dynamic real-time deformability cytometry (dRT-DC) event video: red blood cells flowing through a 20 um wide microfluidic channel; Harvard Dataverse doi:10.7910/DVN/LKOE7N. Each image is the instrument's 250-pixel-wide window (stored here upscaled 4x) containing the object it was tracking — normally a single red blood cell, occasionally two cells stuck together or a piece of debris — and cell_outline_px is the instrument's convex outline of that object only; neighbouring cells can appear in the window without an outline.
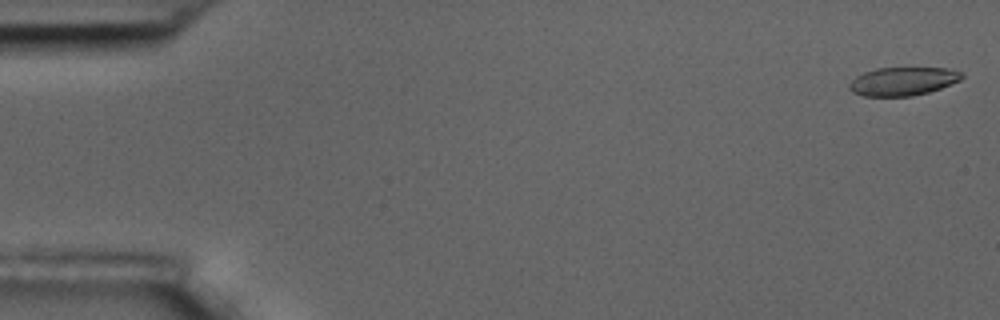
{"species": "common noctule bat (a hibernating species)", "species_latin": "Nyctalus noctula", "temperature_condition": "room temperature", "stored_images_in_passage": 54, "camera_frame_rate_fps": 3000, "um_per_image_px": 0.085, "animal": {"sex": "male", "body_mass_g": 17.5, "forearm_length_mm": 52.3}, "frame": {"image": 1, "passage_image": 2, "time_ms": 0.333, "image_size_px": [1000, 320], "cell_outline_px": [[964, 76], [960, 80], [940, 88], [928, 92], [912, 96], [864, 96], [852, 92], [848, 88], [848, 84], [856, 76], [864, 72], [876, 68], [944, 68], [964, 72]], "centroid_in_image_um": [76.73, 6.91], "position_along_channel_um": 8.3, "area_um2": 18.61}}
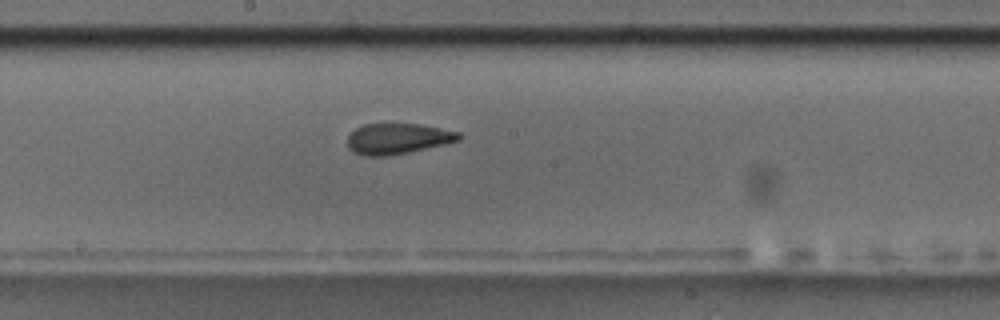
{"frame": {"image": 2, "passage_image": 31, "time_ms": 10.0, "image_size_px": [1000, 320], "cell_outline_px": [[464, 136], [460, 140], [444, 144], [408, 152], [388, 156], [364, 156], [352, 152], [348, 148], [348, 136], [356, 128], [364, 124], [416, 124], [440, 128], [460, 132]], "centroid_in_image_um": [33.8, 11.79], "position_along_channel_um": 214.4, "area_um2": 19.88}}
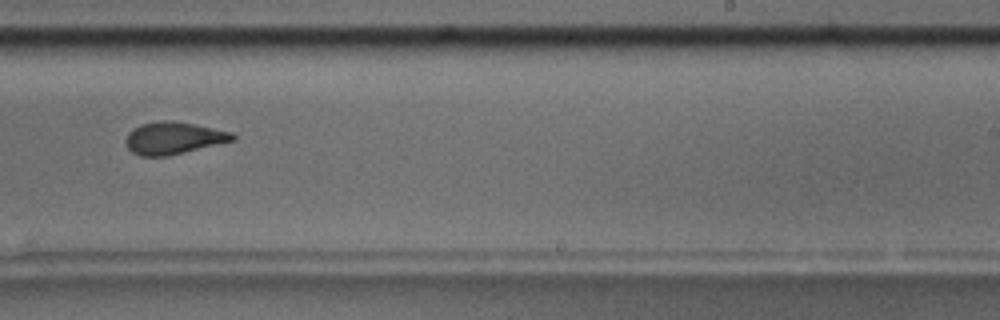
{"frame": {"image": 3, "passage_image": 36, "time_ms": 11.667, "image_size_px": [1000, 320], "cell_outline_px": [[236, 140], [168, 156], [140, 156], [132, 152], [124, 144], [124, 140], [128, 132], [132, 128], [140, 124], [160, 120], [172, 120], [232, 132], [236, 136]], "centroid_in_image_um": [14.7, 11.73], "position_along_channel_um": 274.3, "area_um2": 20.23}}